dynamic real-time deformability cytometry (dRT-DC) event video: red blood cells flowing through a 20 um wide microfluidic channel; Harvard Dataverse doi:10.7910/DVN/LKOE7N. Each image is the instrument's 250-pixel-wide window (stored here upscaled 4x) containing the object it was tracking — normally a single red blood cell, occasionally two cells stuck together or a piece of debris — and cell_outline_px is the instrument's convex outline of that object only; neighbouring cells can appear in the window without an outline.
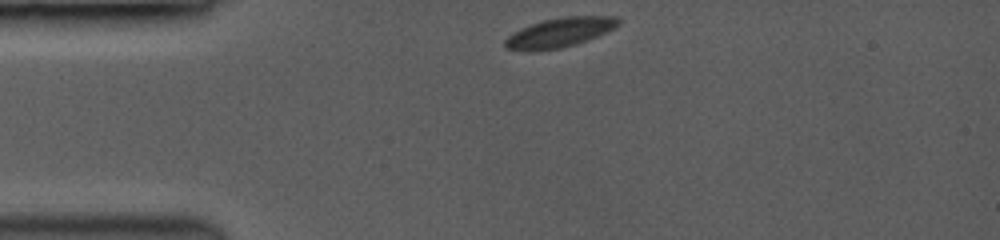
{"species": "common noctule bat (a hibernating species)", "species_latin": "Nyctalus noctula", "temperature_condition": "room temperature", "stored_images_in_passage": 40, "camera_frame_rate_fps": 3500, "um_per_image_px": 0.085, "animal": {"sex": "female", "body_mass_g": 19.0, "forearm_length_mm": 53.3}, "frame": {"image": 1, "passage_image": 1, "time_ms": 0.0, "image_size_px": [1000, 240], "cell_outline_px": [[620, 24], [596, 36], [572, 44], [556, 48], [504, 48], [504, 40], [508, 36], [520, 28], [544, 20], [564, 16], [616, 16], [620, 20]], "centroid_in_image_um": [47.61, 2.7], "position_along_channel_um": 37.4, "area_um2": 18.32}}
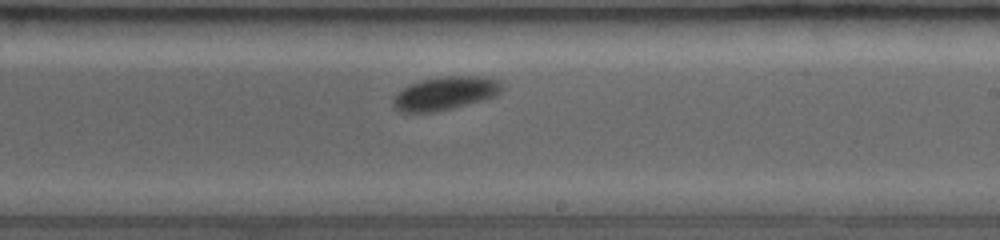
{"frame": {"image": 2, "passage_image": 23, "time_ms": 6.286, "image_size_px": [1000, 240], "cell_outline_px": [[500, 88], [496, 92], [488, 96], [476, 100], [448, 108], [428, 112], [400, 112], [396, 108], [392, 100], [404, 88], [420, 80], [444, 76], [488, 76], [496, 80], [500, 84]], "centroid_in_image_um": [37.75, 7.9], "position_along_channel_um": 251.3, "area_um2": 19.88}}
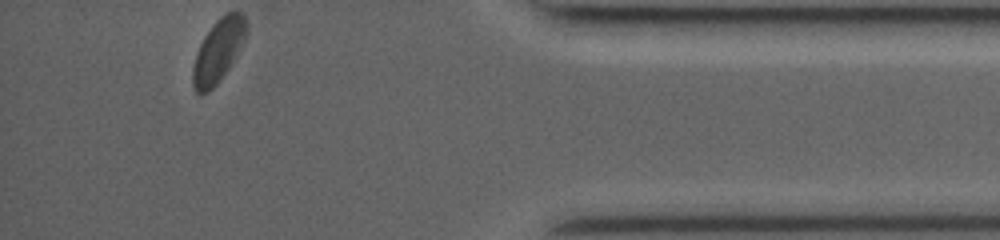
{"frame": {"image": 3, "passage_image": 40, "time_ms": 11.143, "image_size_px": [1000, 240], "cell_outline_px": [[248, 24], [244, 36], [228, 68], [220, 80], [208, 92], [200, 96], [196, 92], [192, 84], [192, 72], [196, 56], [200, 44], [216, 20], [228, 12], [240, 12], [244, 16]], "centroid_in_image_um": [18.52, 4.34], "position_along_channel_um": 416.7, "area_um2": 18.9}, "authors_computed_cell_mechanics": {"area_um2": 19.4208, "velocity_mm_per_s": 3.9543, "shape_relaxation_time_tau1_ms": 1.4406, "shape_relaxation_time_tau2_ms": null, "deformation_change_tau1": 0.0538, "deformation_change_tau2": null}}